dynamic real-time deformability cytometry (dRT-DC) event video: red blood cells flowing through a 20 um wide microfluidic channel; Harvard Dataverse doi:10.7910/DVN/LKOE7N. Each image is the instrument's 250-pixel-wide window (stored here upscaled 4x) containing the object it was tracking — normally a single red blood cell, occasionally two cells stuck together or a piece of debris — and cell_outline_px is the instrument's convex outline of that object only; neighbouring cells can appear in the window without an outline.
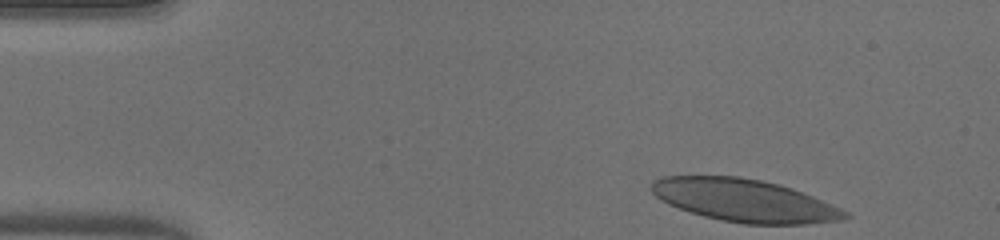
{"species": "human", "species_latin": "Homo sapiens", "temperature_condition": "warm", "stored_images_in_passage": 45, "camera_frame_rate_fps": 3000, "um_per_image_px": 0.085, "donor": {"sex": "male"}, "frame": {"image": 1, "passage_image": 1, "time_ms": 0.0, "image_size_px": [1000, 240], "cell_outline_px": [[852, 216], [844, 220], [804, 224], [744, 224], [720, 220], [704, 216], [668, 204], [656, 196], [652, 192], [652, 180], [664, 176], [740, 176], [780, 184], [792, 188], [812, 196], [840, 208], [848, 212]], "centroid_in_image_um": [63.3, 17.04], "position_along_channel_um": 21.7, "area_um2": 47.97}}
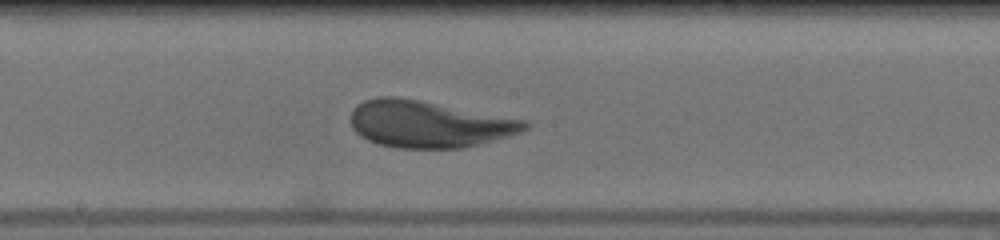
{"frame": {"image": 2, "passage_image": 22, "time_ms": 7.0, "image_size_px": [1000, 240], "cell_outline_px": [[532, 124], [528, 128], [520, 132], [508, 136], [460, 148], [396, 148], [380, 144], [368, 140], [360, 136], [352, 128], [352, 108], [356, 104], [364, 100], [376, 96], [396, 96], [528, 120]], "centroid_in_image_um": [36.42, 10.53], "position_along_channel_um": 211.8, "area_um2": 47.4}}
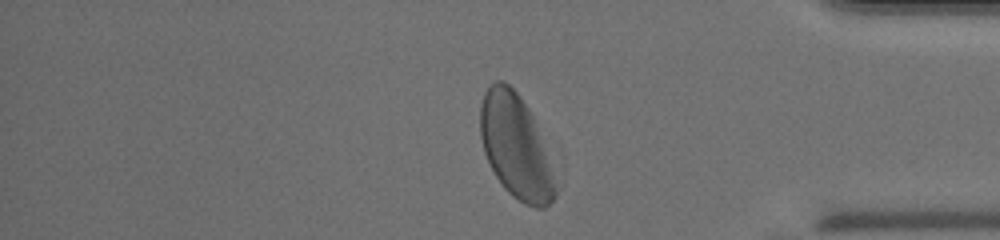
{"frame": {"image": 3, "passage_image": 37, "time_ms": 12.0, "image_size_px": [1000, 240], "cell_outline_px": [[556, 196], [544, 208], [536, 208], [524, 204], [512, 196], [504, 188], [496, 176], [484, 152], [480, 136], [480, 104], [484, 92], [488, 84], [496, 80], [504, 80], [520, 96], [532, 116], [556, 188]], "centroid_in_image_um": [43.76, 12.43], "position_along_channel_um": 391.4, "area_um2": 44.27}, "authors_computed_cell_mechanics": {"area_um2": 47.7428, "velocity_mm_per_s": 4.0043, "shape_relaxation_time_tau1_ms": 2.4056, "shape_relaxation_time_tau2_ms": 1.0148, "deformation_change_tau1": 0.1255, "deformation_change_tau2": 0.0774}}